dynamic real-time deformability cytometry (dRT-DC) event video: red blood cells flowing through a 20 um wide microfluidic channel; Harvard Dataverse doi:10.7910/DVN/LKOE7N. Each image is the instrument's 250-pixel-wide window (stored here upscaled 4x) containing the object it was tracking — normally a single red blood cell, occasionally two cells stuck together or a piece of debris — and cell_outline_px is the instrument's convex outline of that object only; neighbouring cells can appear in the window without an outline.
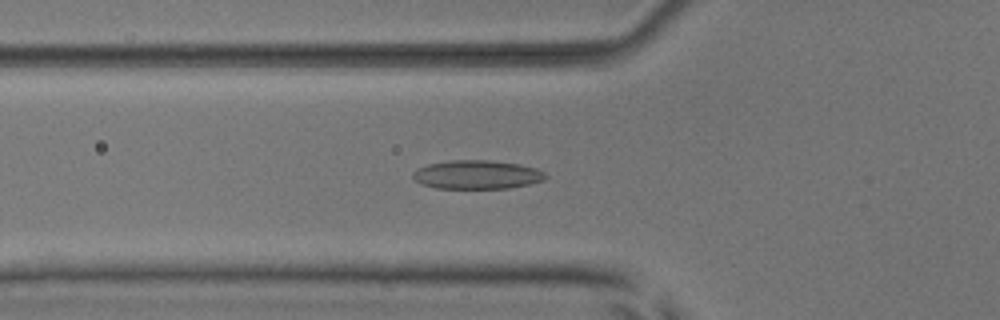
{"species": "common noctule bat (a hibernating species)", "species_latin": "Nyctalus noctula", "temperature_condition": "room temperature", "stored_images_in_passage": 41, "camera_frame_rate_fps": 3000, "um_per_image_px": 0.085, "animal": {"sex": "male", "body_mass_g": 17.9, "forearm_length_mm": 54.2}, "frame": {"image": 1, "passage_image": 7, "time_ms": 2.0, "image_size_px": [1000, 320], "cell_outline_px": [[548, 176], [544, 180], [528, 184], [508, 188], [436, 188], [420, 184], [412, 176], [412, 172], [416, 168], [428, 164], [452, 160], [488, 160], [520, 164], [536, 168], [544, 172]], "centroid_in_image_um": [40.52, 14.84], "position_along_channel_um": 85.3, "area_um2": 22.25}}
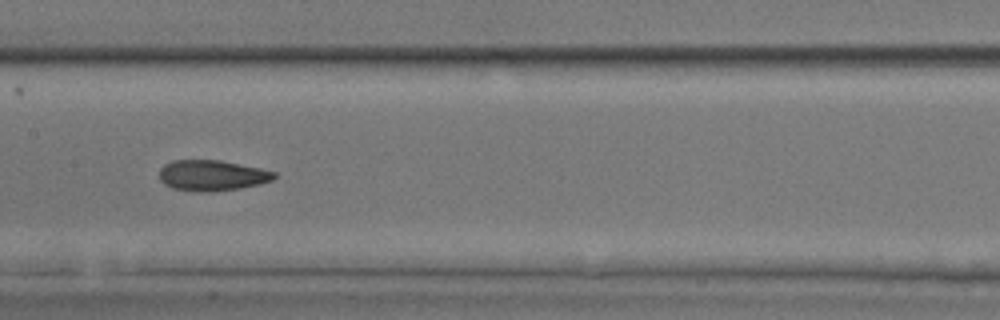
{"frame": {"image": 2, "passage_image": 15, "time_ms": 4.667, "image_size_px": [1000, 320], "cell_outline_px": [[276, 176], [272, 180], [260, 184], [240, 188], [208, 192], [200, 192], [172, 188], [164, 184], [160, 180], [160, 168], [164, 164], [172, 160], [220, 160], [260, 168], [276, 172]], "centroid_in_image_um": [18.01, 14.91], "position_along_channel_um": 189.4, "area_um2": 20.58}}
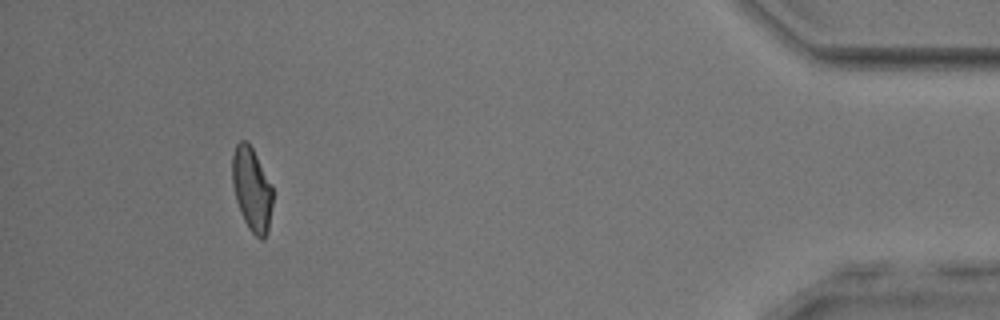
{"frame": {"image": 3, "passage_image": 37, "time_ms": 12.0, "image_size_px": [1000, 320], "cell_outline_px": [[272, 204], [268, 232], [264, 240], [260, 240], [248, 228], [240, 212], [236, 200], [232, 184], [232, 156], [236, 144], [240, 140], [244, 140], [252, 148], [272, 184]], "centroid_in_image_um": [21.4, 16.11], "position_along_channel_um": 413.8, "area_um2": 19.77}, "authors_computed_cell_mechanics": {"area_um2": 20.4034, "velocity_mm_per_s": 3.8924, "shape_relaxation_time_tau1_ms": 6.65, "shape_relaxation_time_tau2_ms": 2.4188, "deformation_change_tau1": 0.1794, "deformation_change_tau2": 0.0878}}